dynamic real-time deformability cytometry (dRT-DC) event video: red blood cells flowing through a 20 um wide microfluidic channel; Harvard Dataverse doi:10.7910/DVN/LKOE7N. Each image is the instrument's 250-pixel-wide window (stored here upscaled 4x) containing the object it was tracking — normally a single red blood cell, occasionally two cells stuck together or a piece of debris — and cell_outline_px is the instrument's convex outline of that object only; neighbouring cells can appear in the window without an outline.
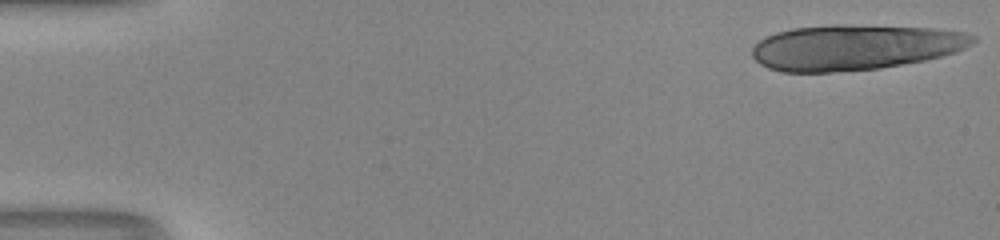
{"species": "human", "species_latin": "Homo sapiens", "temperature_condition": "room temperature", "stored_images_in_passage": 17, "camera_frame_rate_fps": 3000, "um_per_image_px": 0.085, "donor": {"sex": "male"}, "frame": {"image": 1, "passage_image": 1, "time_ms": 0.0, "image_size_px": [1000, 240], "cell_outline_px": [[976, 40], [972, 44], [956, 52], [924, 60], [880, 68], [832, 72], [784, 72], [768, 68], [760, 64], [752, 56], [752, 48], [760, 40], [776, 32], [792, 28], [832, 24], [844, 24], [932, 28], [964, 32], [976, 36]], "centroid_in_image_um": [72.65, 4.01], "position_along_channel_um": 12.4, "area_um2": 58.49}}